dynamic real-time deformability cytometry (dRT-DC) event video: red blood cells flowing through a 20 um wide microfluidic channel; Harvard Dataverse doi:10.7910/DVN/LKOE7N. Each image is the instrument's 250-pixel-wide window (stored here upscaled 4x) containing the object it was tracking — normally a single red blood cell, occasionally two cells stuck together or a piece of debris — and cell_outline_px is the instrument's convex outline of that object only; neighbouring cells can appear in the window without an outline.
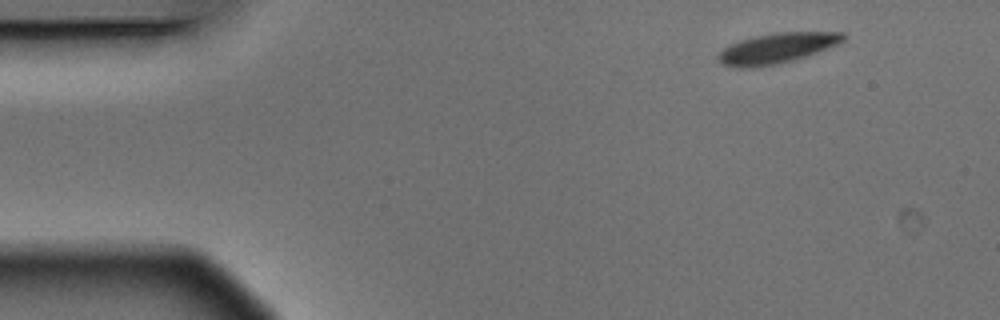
{"species": "Egyptian fruit bat (a non-hibernating species)", "species_latin": "Rousettus aegyptiacus", "temperature_condition": "warm", "stored_images_in_passage": 7, "camera_frame_rate_fps": 3000, "um_per_image_px": 0.085, "animal": {"sex": "male"}, "frame": {"image": 1, "passage_image": 1, "time_ms": 0.0, "image_size_px": [1000, 320], "cell_outline_px": [[848, 36], [844, 40], [836, 44], [816, 52], [792, 60], [776, 64], [752, 68], [744, 68], [724, 64], [716, 60], [716, 56], [724, 48], [740, 40], [756, 36], [776, 32], [844, 32]], "centroid_in_image_um": [66.03, 4.09], "position_along_channel_um": 19.0, "area_um2": 21.73}}
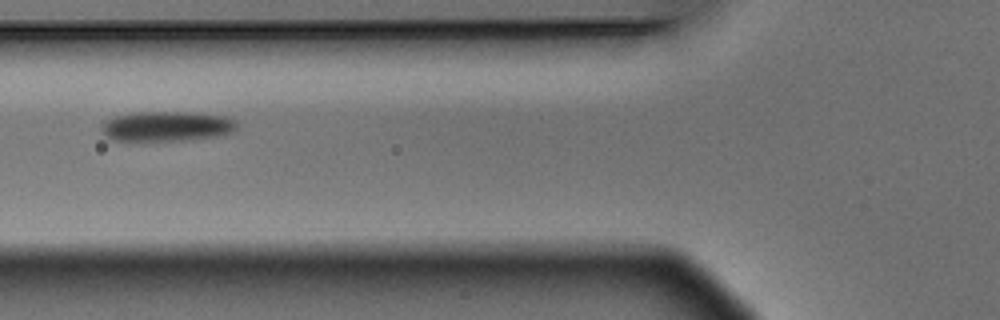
{"frame": {"image": 2, "passage_image": 5, "time_ms": 1.333, "image_size_px": [1000, 320], "cell_outline_px": [[236, 128], [232, 132], [216, 136], [188, 140], [144, 144], [108, 140], [100, 132], [100, 124], [116, 116], [132, 112], [188, 112], [224, 116], [236, 120]], "centroid_in_image_um": [14.03, 10.79], "position_along_channel_um": 111.8, "area_um2": 24.85}}
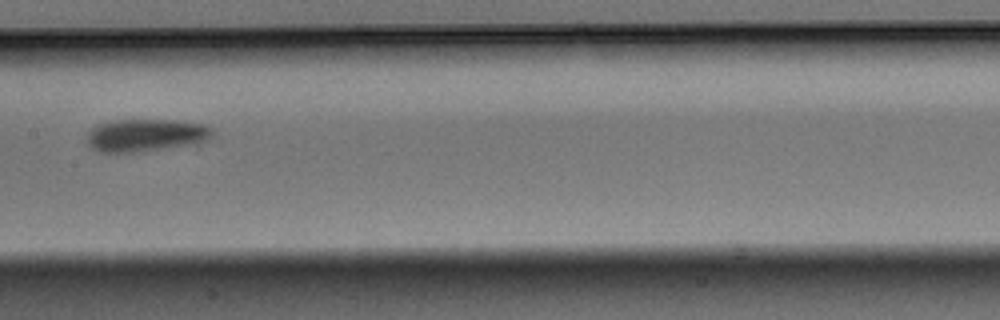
{"frame": {"image": 3, "passage_image": 7, "time_ms": 2.0, "image_size_px": [1000, 320], "cell_outline_px": [[212, 136], [208, 140], [184, 144], [132, 152], [100, 152], [92, 148], [88, 144], [88, 132], [96, 124], [112, 120], [184, 120], [208, 124], [212, 128]], "centroid_in_image_um": [12.38, 11.45], "position_along_channel_um": 195.0, "area_um2": 23.52}}